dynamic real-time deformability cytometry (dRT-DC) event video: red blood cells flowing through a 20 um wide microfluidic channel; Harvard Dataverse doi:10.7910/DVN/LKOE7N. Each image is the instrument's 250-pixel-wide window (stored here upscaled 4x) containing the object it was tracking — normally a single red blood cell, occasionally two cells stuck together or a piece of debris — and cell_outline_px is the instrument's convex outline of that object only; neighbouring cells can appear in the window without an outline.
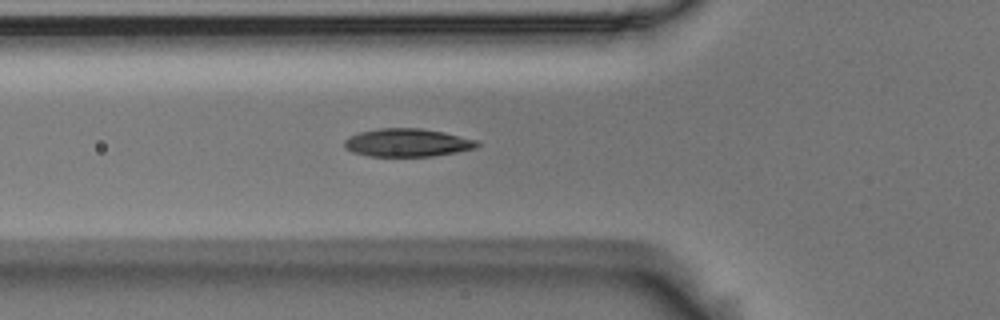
{"species": "Egyptian fruit bat (a non-hibernating species)", "species_latin": "Rousettus aegyptiacus", "temperature_condition": "room temperature", "stored_images_in_passage": 26, "camera_frame_rate_fps": 3000, "um_per_image_px": 0.085, "animal": {"sex": "male"}, "frame": {"image": 1, "passage_image": 5, "time_ms": 1.333, "image_size_px": [1000, 320], "cell_outline_px": [[480, 144], [476, 148], [456, 152], [432, 156], [368, 156], [352, 152], [344, 148], [344, 140], [348, 136], [360, 132], [380, 128], [420, 128], [444, 132], [480, 140]], "centroid_in_image_um": [34.63, 12.12], "position_along_channel_um": 91.2, "area_um2": 21.91}}